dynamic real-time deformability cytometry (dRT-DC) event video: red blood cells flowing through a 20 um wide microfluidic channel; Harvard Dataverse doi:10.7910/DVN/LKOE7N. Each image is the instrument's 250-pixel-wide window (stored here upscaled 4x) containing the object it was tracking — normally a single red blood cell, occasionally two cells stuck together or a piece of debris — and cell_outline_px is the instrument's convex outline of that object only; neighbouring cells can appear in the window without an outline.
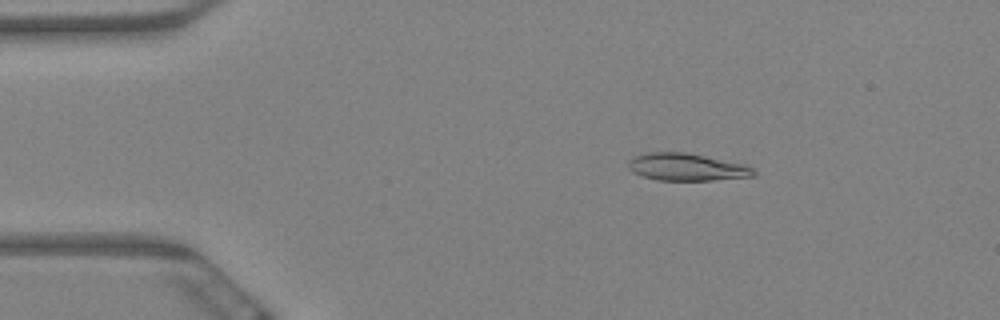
{"species": "Egyptian fruit bat (a non-hibernating species)", "species_latin": "Rousettus aegyptiacus", "temperature_condition": "warm", "stored_images_in_passage": 5, "camera_frame_rate_fps": 3000, "um_per_image_px": 0.085, "animal": {"sex": "female"}, "frame": {"image": 1, "passage_image": 3, "time_ms": 0.667, "image_size_px": [1000, 320], "cell_outline_px": [[756, 176], [712, 180], [656, 180], [632, 172], [628, 168], [628, 160], [632, 156], [644, 152], [684, 152], [744, 164], [752, 168], [756, 172]], "centroid_in_image_um": [58.32, 14.19], "position_along_channel_um": 26.7, "area_um2": 20.0}}